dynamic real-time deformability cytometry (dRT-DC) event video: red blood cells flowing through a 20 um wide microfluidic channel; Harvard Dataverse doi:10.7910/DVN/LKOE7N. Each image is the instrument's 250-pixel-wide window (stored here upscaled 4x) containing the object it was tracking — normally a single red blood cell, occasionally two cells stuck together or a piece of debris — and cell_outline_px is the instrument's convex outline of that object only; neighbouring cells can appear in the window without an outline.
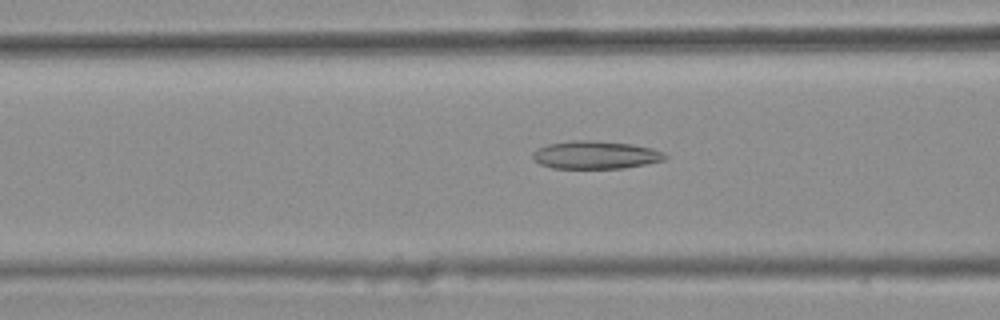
{"species": "common noctule bat (a hibernating species)", "species_latin": "Nyctalus noctula", "temperature_condition": "warm", "stored_images_in_passage": 48, "camera_frame_rate_fps": 3000, "um_per_image_px": 0.085, "animal": {"sex": "female", "body_mass_g": 25.1}, "frame": {"image": 1, "passage_image": 21, "time_ms": 6.667, "image_size_px": [1000, 320], "cell_outline_px": [[668, 156], [664, 160], [624, 168], [552, 168], [540, 164], [532, 160], [532, 152], [536, 148], [548, 144], [572, 140], [596, 140], [632, 144], [652, 148], [664, 152]], "centroid_in_image_um": [50.59, 13.16], "position_along_channel_um": 116.0, "area_um2": 21.73}}
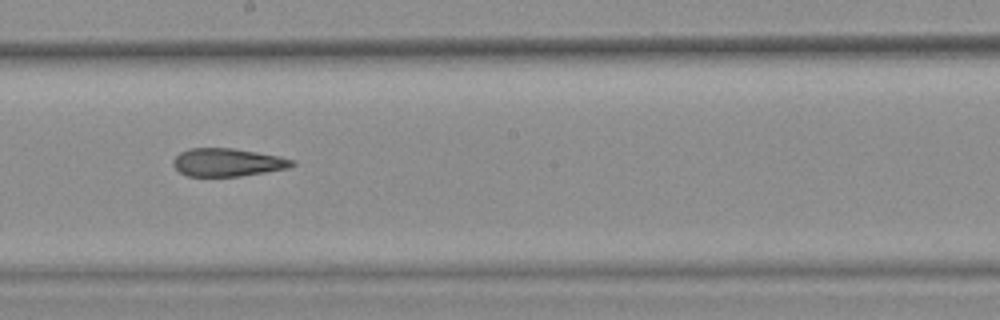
{"frame": {"image": 2, "passage_image": 30, "time_ms": 9.667, "image_size_px": [1000, 320], "cell_outline_px": [[296, 164], [288, 168], [240, 176], [188, 176], [180, 172], [172, 164], [172, 160], [180, 152], [188, 148], [232, 148], [280, 156], [296, 160]], "centroid_in_image_um": [19.34, 13.79], "position_along_channel_um": 228.9, "area_um2": 19.42}}
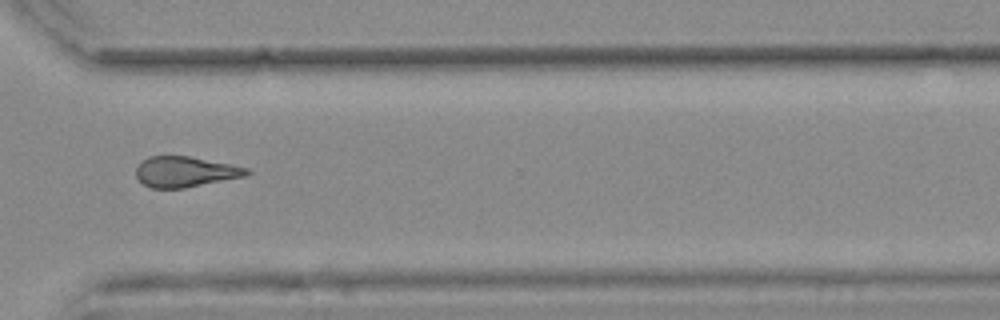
{"frame": {"image": 3, "passage_image": 40, "time_ms": 13.0, "image_size_px": [1000, 320], "cell_outline_px": [[252, 172], [248, 176], [184, 188], [152, 188], [144, 184], [136, 176], [136, 168], [148, 156], [188, 156], [248, 168]], "centroid_in_image_um": [15.77, 14.61], "position_along_channel_um": 354.8, "area_um2": 19.54}, "authors_computed_cell_mechanics": {"area_um2": 20.7791, "velocity_mm_per_s": 3.7701, "shape_relaxation_time_tau1_ms": null, "shape_relaxation_time_tau2_ms": 4.3276, "deformation_change_tau1": null, "deformation_change_tau2": 0.1566}}